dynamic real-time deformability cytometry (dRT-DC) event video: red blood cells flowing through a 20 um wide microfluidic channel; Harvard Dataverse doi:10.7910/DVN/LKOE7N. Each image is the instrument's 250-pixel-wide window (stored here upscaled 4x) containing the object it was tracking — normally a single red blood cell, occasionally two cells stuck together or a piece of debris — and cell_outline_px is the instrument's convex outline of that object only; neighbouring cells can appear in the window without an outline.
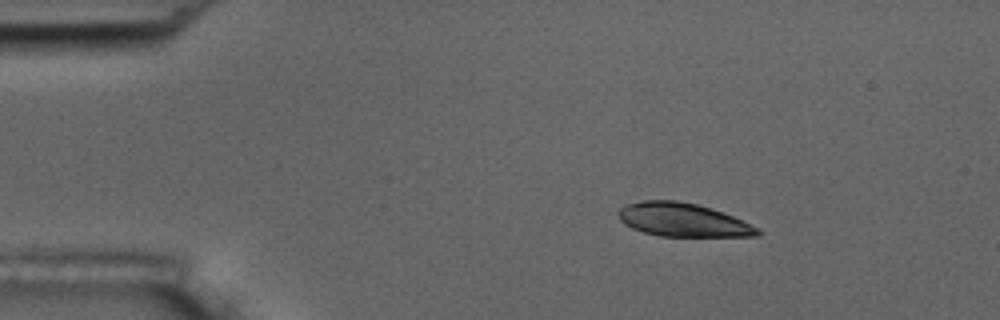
{"species": "common noctule bat (a hibernating species)", "species_latin": "Nyctalus noctula", "temperature_condition": "room temperature", "stored_images_in_passage": 48, "camera_frame_rate_fps": 3000, "um_per_image_px": 0.085, "animal": {"sex": "male", "body_mass_g": 17.5, "forearm_length_mm": 52.3}, "frame": {"image": 1, "passage_image": 1, "time_ms": 0.0, "image_size_px": [1000, 320], "cell_outline_px": [[764, 232], [760, 236], [660, 236], [644, 232], [632, 228], [624, 224], [620, 220], [616, 212], [624, 204], [644, 200], [676, 200], [696, 204], [732, 216], [760, 228]], "centroid_in_image_um": [58.02, 18.69], "position_along_channel_um": 27.0, "area_um2": 27.17}}
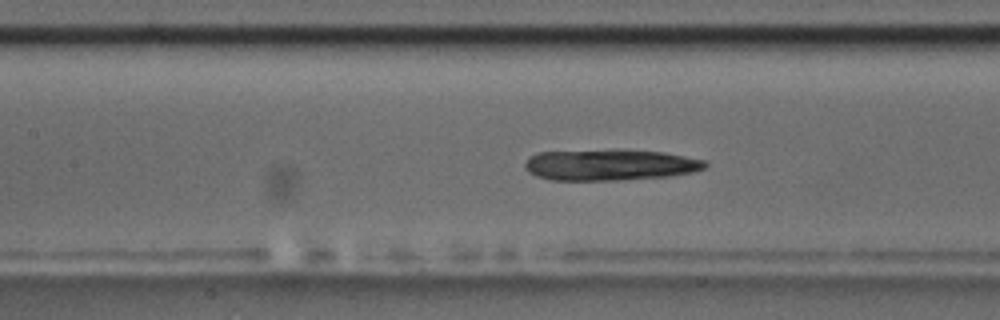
{"frame": {"image": 2, "passage_image": 17, "time_ms": 5.333, "image_size_px": [1000, 320], "cell_outline_px": [[708, 164], [704, 168], [692, 172], [668, 176], [616, 180], [552, 180], [536, 176], [528, 172], [524, 168], [524, 164], [528, 156], [536, 152], [616, 148], [664, 152], [704, 160]], "centroid_in_image_um": [51.77, 13.98], "position_along_channel_um": 155.6, "area_um2": 33.35}}
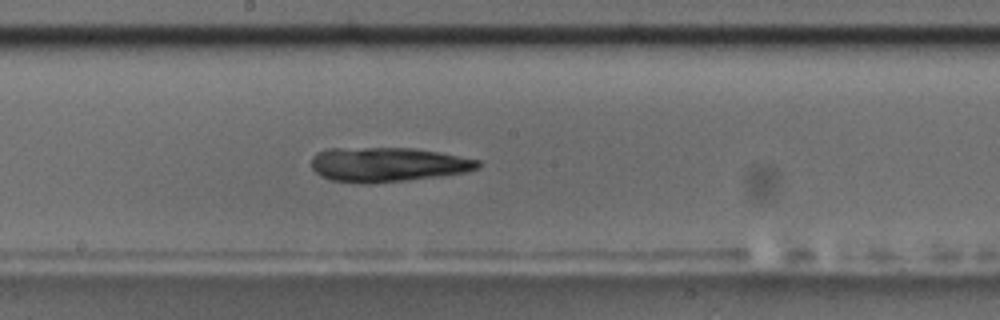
{"frame": {"image": 3, "passage_image": 22, "time_ms": 7.0, "image_size_px": [1000, 320], "cell_outline_px": [[480, 164], [476, 168], [464, 172], [440, 176], [368, 184], [328, 180], [320, 176], [312, 168], [312, 156], [316, 152], [328, 148], [412, 148], [436, 152], [480, 160]], "centroid_in_image_um": [32.87, 13.98], "position_along_channel_um": 215.3, "area_um2": 33.29}}